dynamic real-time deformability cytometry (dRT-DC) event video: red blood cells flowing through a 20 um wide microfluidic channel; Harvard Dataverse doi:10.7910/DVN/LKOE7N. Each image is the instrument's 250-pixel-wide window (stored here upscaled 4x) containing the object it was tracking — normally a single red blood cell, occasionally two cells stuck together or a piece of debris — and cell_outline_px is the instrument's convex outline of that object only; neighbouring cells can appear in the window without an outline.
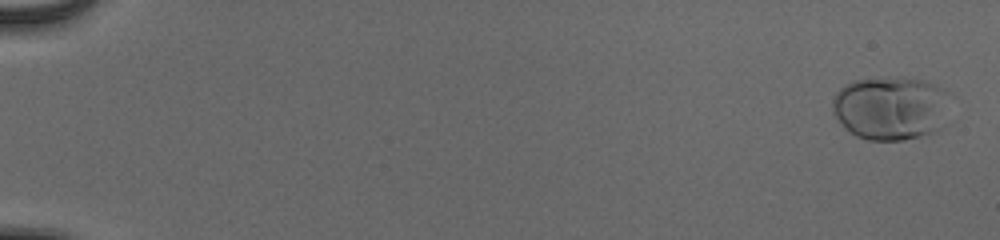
{"species": "human", "species_latin": "Homo sapiens", "temperature_condition": "cold", "stored_images_in_passage": 56, "camera_frame_rate_fps": 3000, "um_per_image_px": 0.085, "donor": {"sex": "male"}, "frame": {"image": 1, "passage_image": 2, "time_ms": 0.333, "image_size_px": [1000, 240], "cell_outline_px": [[948, 92], [936, 128], [932, 132], [920, 136], [904, 140], [868, 140], [856, 136], [844, 128], [832, 112], [832, 100], [836, 92], [844, 84], [852, 80], [888, 76], [904, 76], [924, 80]], "centroid_in_image_um": [75.56, 9.14], "position_along_channel_um": 9.4, "area_um2": 43.23}}
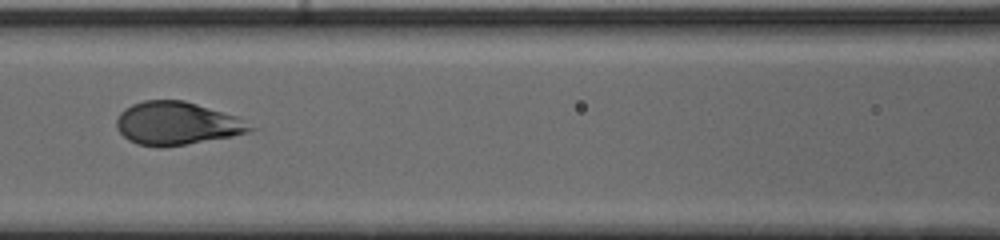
{"frame": {"image": 2, "passage_image": 28, "time_ms": 9.0, "image_size_px": [1000, 240], "cell_outline_px": [[256, 128], [248, 132], [232, 136], [160, 148], [136, 144], [128, 140], [116, 128], [116, 120], [120, 112], [124, 108], [132, 104], [144, 100], [184, 100], [236, 116]], "centroid_in_image_um": [14.98, 10.49], "position_along_channel_um": 151.6, "area_um2": 33.41}}
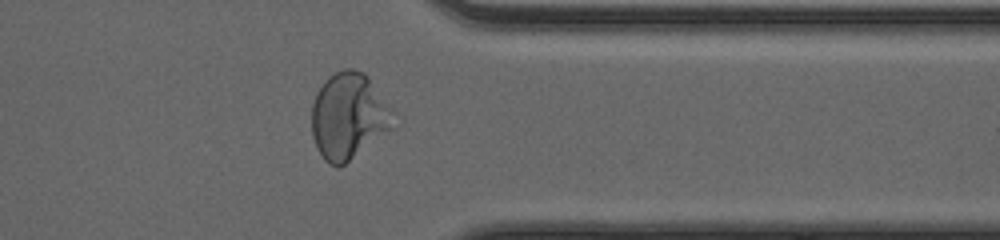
{"frame": {"image": 3, "passage_image": 46, "time_ms": 15.0, "image_size_px": [1000, 240], "cell_outline_px": [[396, 128], [344, 164], [328, 164], [324, 160], [316, 148], [312, 136], [312, 104], [316, 92], [324, 80], [328, 76], [344, 68], [352, 68], [364, 72], [368, 76], [396, 112]], "centroid_in_image_um": [29.69, 9.85], "position_along_channel_um": 381.7, "area_um2": 41.96}, "authors_computed_cell_mechanics": {"area_um2": 36.0961, "velocity_mm_per_s": 3.8849, "shape_relaxation_time_tau1_ms": 3.9232, "shape_relaxation_time_tau2_ms": null, "deformation_change_tau1": 0.1811, "deformation_change_tau2": null}}